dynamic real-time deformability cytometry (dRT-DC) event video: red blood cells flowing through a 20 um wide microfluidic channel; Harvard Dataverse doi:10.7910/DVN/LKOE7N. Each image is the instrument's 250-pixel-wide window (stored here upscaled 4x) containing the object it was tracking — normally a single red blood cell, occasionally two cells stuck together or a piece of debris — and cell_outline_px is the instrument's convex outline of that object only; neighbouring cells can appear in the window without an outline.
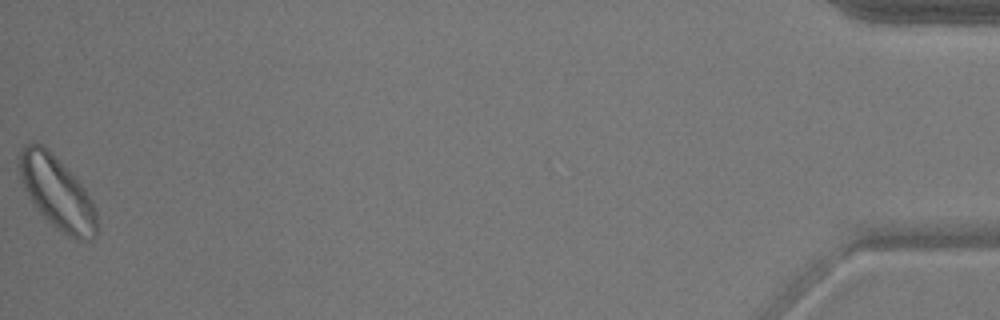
{"species": "common noctule bat (a hibernating species)", "species_latin": "Nyctalus noctula", "temperature_condition": "warm", "stored_images_in_passage": 41, "camera_frame_rate_fps": 3000, "um_per_image_px": 0.085, "animal": {"sex": "male", "body_mass_g": 17.9}, "frame": {"image": 1, "passage_image": 41, "time_ms": 13.333, "image_size_px": [1000, 320], "cell_outline_px": [[96, 232], [92, 240], [80, 240], [68, 236], [56, 228], [32, 204], [20, 180], [16, 164], [16, 156], [28, 144], [40, 144], [84, 188], [92, 200], [96, 212]], "centroid_in_image_um": [4.8, 16.42], "position_along_channel_um": 430.4, "area_um2": 32.02}, "authors_computed_cell_mechanics": {"area_um2": 21.5016, "velocity_mm_per_s": 3.7777, "shape_relaxation_time_tau1_ms": 5.142, "shape_relaxation_time_tau2_ms": 1.9995, "deformation_change_tau1": 0.0768, "deformation_change_tau2": 0.0916}}